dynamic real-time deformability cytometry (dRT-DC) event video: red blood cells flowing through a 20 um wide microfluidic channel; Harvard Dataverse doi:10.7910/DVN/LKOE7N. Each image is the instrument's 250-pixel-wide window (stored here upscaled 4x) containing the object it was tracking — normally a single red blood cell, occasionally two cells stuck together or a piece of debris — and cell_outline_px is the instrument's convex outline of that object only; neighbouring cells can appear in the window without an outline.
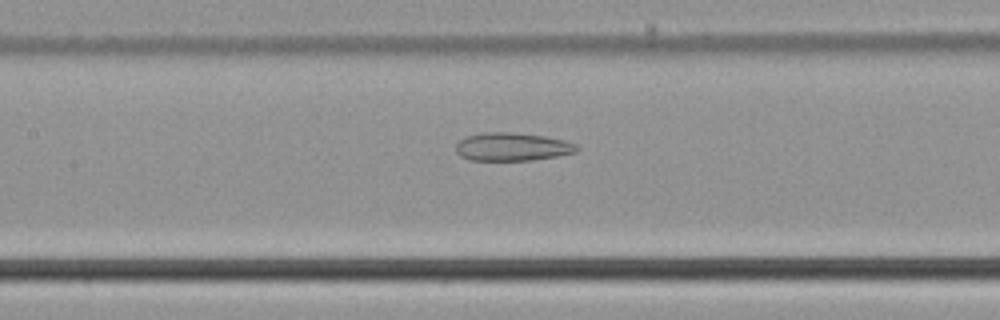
{"species": "common noctule bat (a hibernating species)", "species_latin": "Nyctalus noctula", "temperature_condition": "cold", "stored_images_in_passage": 52, "camera_frame_rate_fps": 3000, "um_per_image_px": 0.085, "animal": {"sex": "male", "body_mass_g": 21.5, "forearm_length_mm": 52.0}, "frame": {"image": 1, "passage_image": 25, "time_ms": 8.0, "image_size_px": [1000, 320], "cell_outline_px": [[580, 148], [576, 152], [560, 156], [532, 160], [472, 160], [460, 156], [456, 152], [456, 144], [464, 136], [484, 132], [508, 132], [544, 136], [564, 140], [576, 144]], "centroid_in_image_um": [43.54, 12.48], "position_along_channel_um": 163.9, "area_um2": 19.94}}
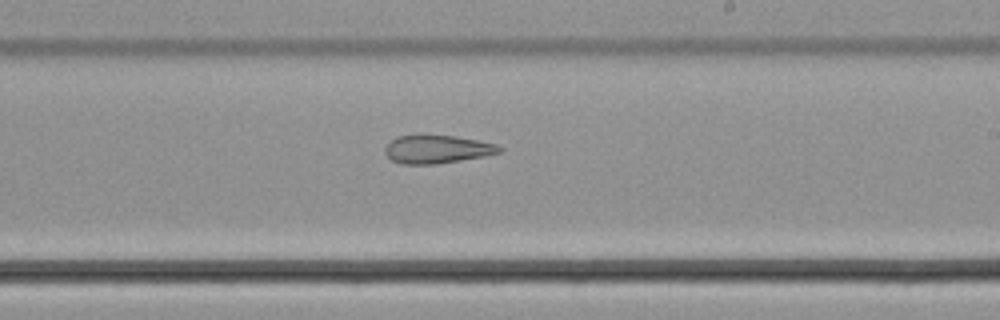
{"frame": {"image": 2, "passage_image": 32, "time_ms": 10.333, "image_size_px": [1000, 320], "cell_outline_px": [[504, 148], [500, 152], [484, 156], [436, 164], [400, 164], [392, 160], [384, 152], [384, 148], [396, 136], [420, 132], [456, 136], [496, 144]], "centroid_in_image_um": [37.1, 12.64], "position_along_channel_um": 251.9, "area_um2": 19.36}}
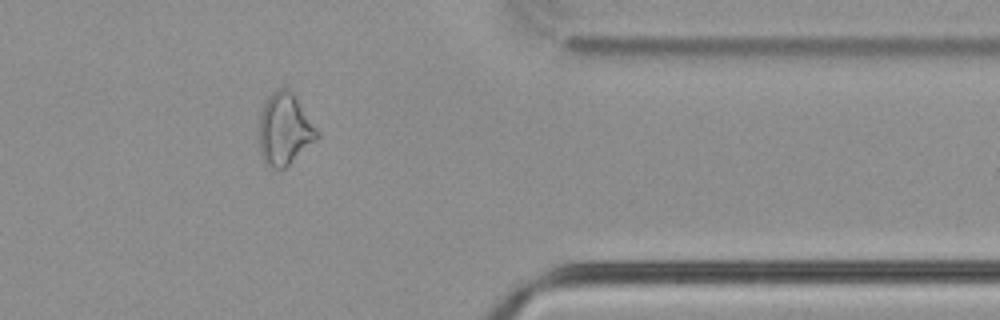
{"frame": {"image": 3, "passage_image": 44, "time_ms": 14.333, "image_size_px": [1000, 320], "cell_outline_px": [[320, 136], [316, 140], [284, 168], [272, 168], [264, 164], [260, 156], [260, 112], [268, 96], [276, 88], [288, 88], [292, 92], [320, 132]], "centroid_in_image_um": [24.19, 10.98], "position_along_channel_um": 387.2, "area_um2": 24.16}}